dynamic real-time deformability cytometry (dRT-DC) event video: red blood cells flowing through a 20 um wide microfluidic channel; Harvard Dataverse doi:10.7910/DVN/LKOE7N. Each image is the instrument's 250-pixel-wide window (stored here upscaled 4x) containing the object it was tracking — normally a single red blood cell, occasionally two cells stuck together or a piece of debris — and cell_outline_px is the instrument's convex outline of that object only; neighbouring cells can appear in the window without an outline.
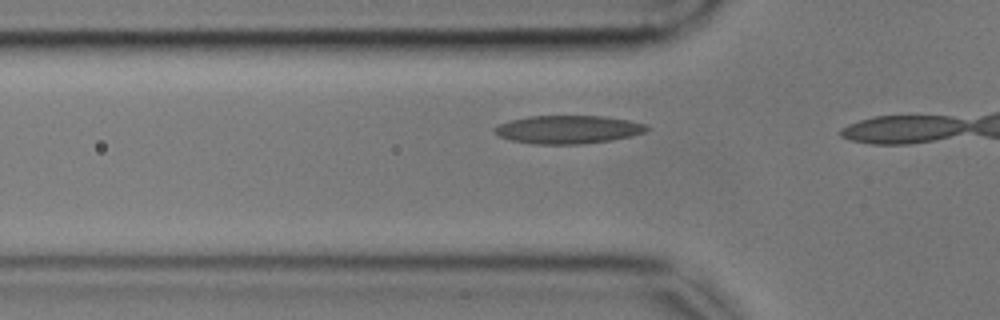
{"species": "common noctule bat (a hibernating species)", "species_latin": "Nyctalus noctula", "temperature_condition": "cold", "stored_images_in_passage": 11, "camera_frame_rate_fps": 3000, "um_per_image_px": 0.085, "animal": {"sex": "male", "body_mass_g": 17.9, "forearm_length_mm": 54.2}, "frame": {"image": 1, "passage_image": 10, "time_ms": 3.0, "image_size_px": [1000, 320], "cell_outline_px": [[648, 128], [644, 132], [612, 140], [580, 144], [532, 144], [512, 140], [500, 136], [492, 128], [500, 124], [512, 120], [528, 116], [604, 116], [628, 120], [648, 124]], "centroid_in_image_um": [48.29, 11.0], "position_along_channel_um": 77.5, "area_um2": 24.8}}